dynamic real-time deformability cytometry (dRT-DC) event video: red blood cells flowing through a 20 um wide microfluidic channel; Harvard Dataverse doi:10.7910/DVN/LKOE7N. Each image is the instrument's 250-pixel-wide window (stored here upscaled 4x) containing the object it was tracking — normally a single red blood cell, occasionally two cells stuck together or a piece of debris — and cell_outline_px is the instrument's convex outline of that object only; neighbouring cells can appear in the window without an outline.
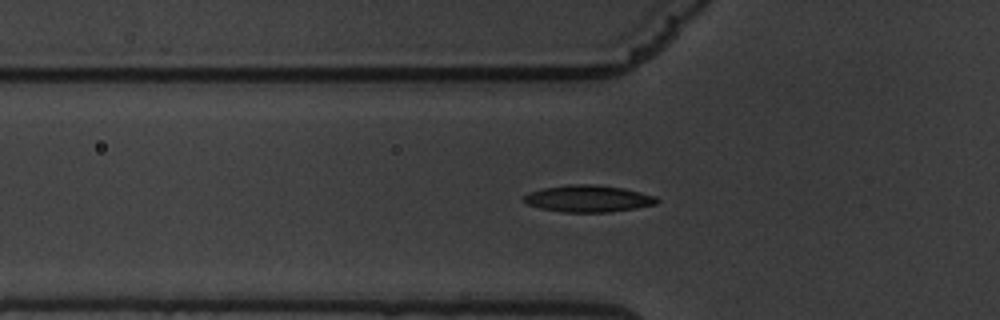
{"species": "common noctule bat (a hibernating species)", "species_latin": "Nyctalus noctula", "temperature_condition": "warm", "stored_images_in_passage": 38, "camera_frame_rate_fps": 3000, "um_per_image_px": 0.085, "animal": {"sex": "male", "body_mass_g": 19.5, "forearm_length_mm": 54.6}, "frame": {"image": 1, "passage_image": 3, "time_ms": 0.667, "image_size_px": [1000, 320], "cell_outline_px": [[660, 200], [656, 204], [636, 208], [608, 212], [564, 212], [540, 208], [528, 204], [524, 200], [524, 196], [528, 192], [544, 188], [568, 184], [592, 184], [624, 188], [656, 196]], "centroid_in_image_um": [50.02, 16.88], "position_along_channel_um": 75.8, "area_um2": 20.75}}
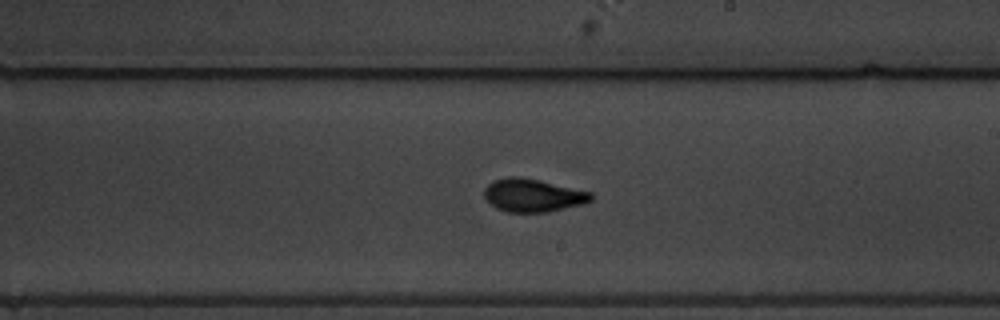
{"frame": {"image": 2, "passage_image": 18, "time_ms": 5.667, "image_size_px": [1000, 320], "cell_outline_px": [[592, 200], [584, 204], [548, 212], [508, 212], [496, 208], [484, 196], [484, 188], [492, 180], [508, 176], [520, 176], [540, 180], [592, 192]], "centroid_in_image_um": [45.3, 16.59], "position_along_channel_um": 243.7, "area_um2": 20.69}}
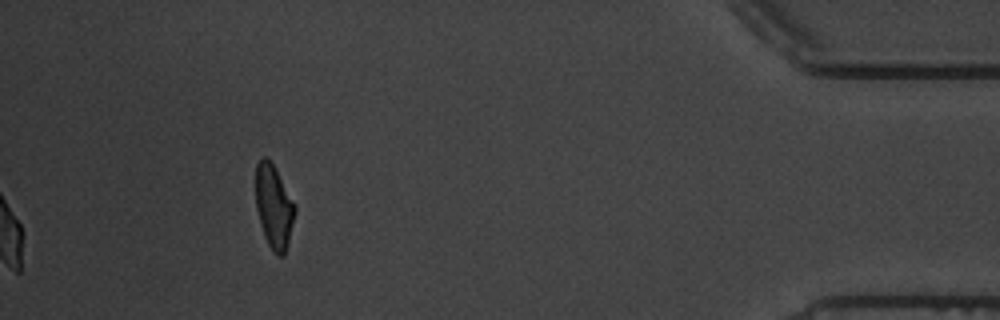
{"frame": {"image": 3, "passage_image": 38, "time_ms": 12.333, "image_size_px": [1000, 320], "cell_outline_px": [[296, 212], [288, 244], [284, 256], [276, 256], [268, 244], [264, 236], [260, 224], [256, 208], [256, 164], [264, 156], [272, 164], [296, 204]], "centroid_in_image_um": [23.29, 17.62], "position_along_channel_um": 411.9, "area_um2": 19.07}, "authors_computed_cell_mechanics": {"area_um2": 19.7676, "velocity_mm_per_s": 3.3489, "shape_relaxation_time_tau1_ms": 4.8376, "shape_relaxation_time_tau2_ms": 1.7165, "deformation_change_tau1": 0.1705, "deformation_change_tau2": 0.0772}}